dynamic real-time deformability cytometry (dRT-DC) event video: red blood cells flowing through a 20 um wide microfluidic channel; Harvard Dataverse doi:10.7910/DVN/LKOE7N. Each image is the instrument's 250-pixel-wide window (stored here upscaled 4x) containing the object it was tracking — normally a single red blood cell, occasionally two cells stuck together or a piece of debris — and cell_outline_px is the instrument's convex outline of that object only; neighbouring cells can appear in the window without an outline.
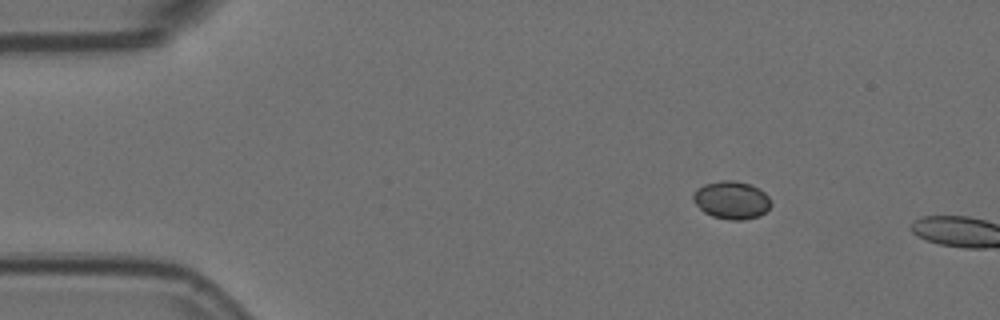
{"species": "Egyptian fruit bat (a non-hibernating species)", "species_latin": "Rousettus aegyptiacus", "temperature_condition": "room temperature", "stored_images_in_passage": 3, "camera_frame_rate_fps": 3000, "um_per_image_px": 0.085, "animal": {"sex": "female"}, "frame": {"image": 1, "passage_image": 2, "time_ms": 0.333, "image_size_px": [1000, 320], "cell_outline_px": [[772, 204], [760, 216], [744, 220], [728, 220], [712, 216], [704, 212], [692, 200], [692, 196], [696, 188], [704, 184], [720, 180], [732, 180], [748, 184], [764, 192], [768, 196]], "centroid_in_image_um": [62.15, 17.01], "position_along_channel_um": 22.8, "area_um2": 17.17}}